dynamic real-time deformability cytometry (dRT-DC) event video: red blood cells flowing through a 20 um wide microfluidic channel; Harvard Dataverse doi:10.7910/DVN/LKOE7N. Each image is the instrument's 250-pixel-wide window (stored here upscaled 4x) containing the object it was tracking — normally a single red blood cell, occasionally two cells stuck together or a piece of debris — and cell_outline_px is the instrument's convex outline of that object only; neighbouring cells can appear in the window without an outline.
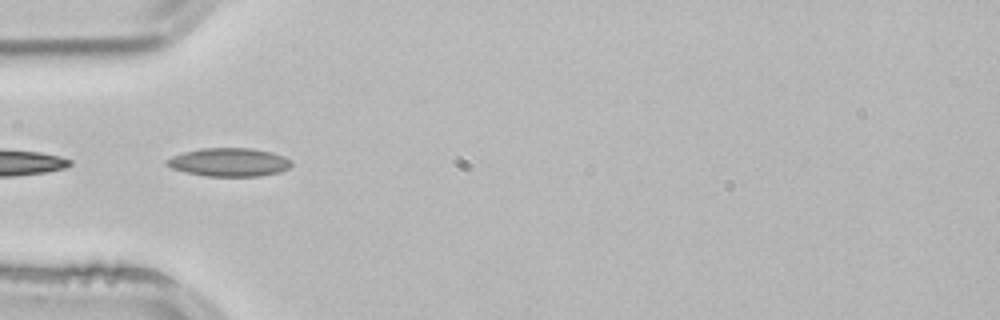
{"species": "common noctule bat (a hibernating species)", "species_latin": "Nyctalus noctula", "temperature_condition": "room temperature", "stored_images_in_passage": 1, "camera_frame_rate_fps": 3000, "um_per_image_px": 0.085, "animal": {"sex": "male", "body_mass_g": 21.5, "forearm_length_mm": 52.0}, "frame": {"image": 1, "passage_image": 1, "time_ms": 0.0, "image_size_px": [1000, 320], "cell_outline_px": [[292, 164], [288, 168], [280, 172], [260, 176], [204, 176], [184, 172], [172, 168], [164, 164], [164, 160], [172, 156], [184, 152], [200, 148], [252, 148], [272, 152], [284, 156], [292, 160]], "centroid_in_image_um": [19.46, 13.79], "position_along_channel_um": 65.5, "area_um2": 20.87}}